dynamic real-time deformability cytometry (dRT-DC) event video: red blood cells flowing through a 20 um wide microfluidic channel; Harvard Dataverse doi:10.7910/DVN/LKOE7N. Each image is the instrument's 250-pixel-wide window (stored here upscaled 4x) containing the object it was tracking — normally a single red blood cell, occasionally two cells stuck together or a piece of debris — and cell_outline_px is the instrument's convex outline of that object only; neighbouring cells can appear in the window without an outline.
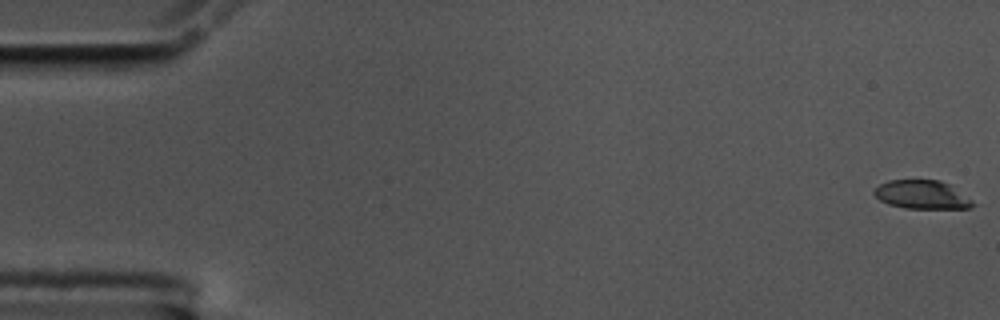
{"species": "common noctule bat (a hibernating species)", "species_latin": "Nyctalus noctula", "temperature_condition": "cold", "stored_images_in_passage": 58, "camera_frame_rate_fps": 3000, "um_per_image_px": 0.085, "animal": {"sex": "male", "body_mass_g": 17.5, "forearm_length_mm": 52.3}, "frame": {"image": 1, "passage_image": 1, "time_ms": 0.0, "image_size_px": [1000, 320], "cell_outline_px": [[976, 204], [972, 208], [904, 208], [888, 204], [880, 200], [872, 192], [880, 184], [888, 180], [940, 180], [948, 184], [972, 200]], "centroid_in_image_um": [78.35, 16.55], "position_along_channel_um": 6.6, "area_um2": 16.3}}
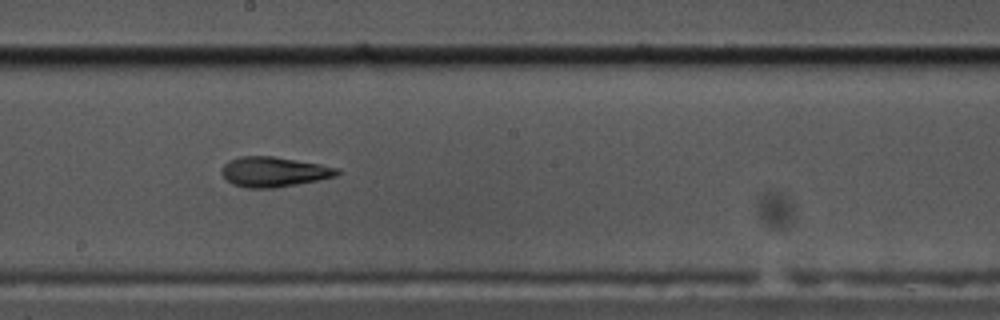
{"frame": {"image": 2, "passage_image": 32, "time_ms": 10.333, "image_size_px": [1000, 320], "cell_outline_px": [[340, 172], [336, 176], [320, 180], [276, 188], [244, 188], [232, 184], [220, 172], [224, 164], [228, 160], [240, 156], [272, 156], [320, 164], [336, 168]], "centroid_in_image_um": [23.25, 14.61], "position_along_channel_um": 225.0, "area_um2": 20.23}}
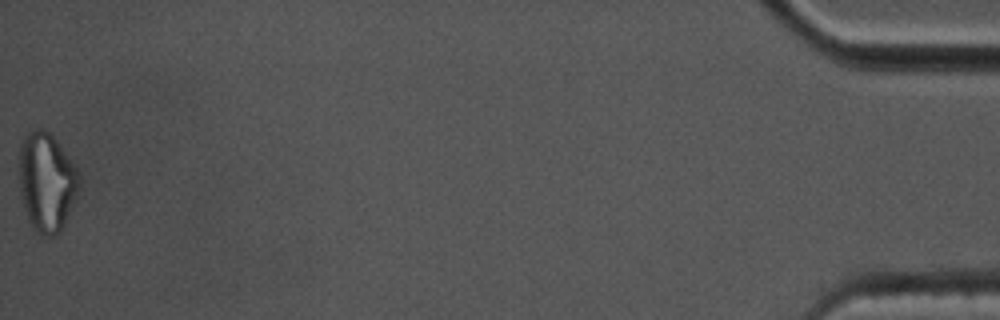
{"frame": {"image": 3, "passage_image": 58, "time_ms": 19.0, "image_size_px": [1000, 320], "cell_outline_px": [[80, 188], [64, 224], [60, 232], [56, 236], [44, 236], [28, 220], [20, 196], [20, 144], [24, 136], [32, 128], [40, 128], [48, 132], [60, 144], [76, 164], [80, 172]], "centroid_in_image_um": [3.99, 15.43], "position_along_channel_um": 431.2, "area_um2": 34.8}, "authors_computed_cell_mechanics": {"area_um2": 19.652, "velocity_mm_per_s": 3.5225, "shape_relaxation_time_tau1_ms": 6.8452, "shape_relaxation_time_tau2_ms": 2.6825, "deformation_change_tau1": 0.2054, "deformation_change_tau2": 0.1103}}